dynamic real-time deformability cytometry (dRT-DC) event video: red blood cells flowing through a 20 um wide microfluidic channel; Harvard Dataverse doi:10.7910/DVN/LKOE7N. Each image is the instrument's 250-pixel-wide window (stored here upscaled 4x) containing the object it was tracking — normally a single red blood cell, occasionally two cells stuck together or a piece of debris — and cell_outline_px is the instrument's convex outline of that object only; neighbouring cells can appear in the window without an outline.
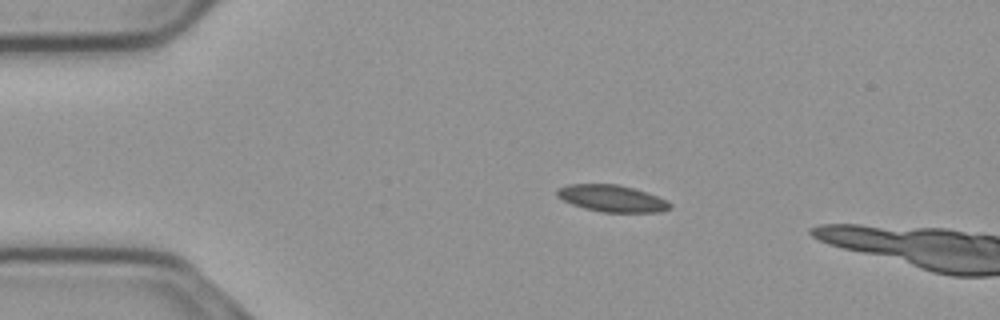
{"species": "common noctule bat (a hibernating species)", "species_latin": "Nyctalus noctula", "temperature_condition": "cold", "stored_images_in_passage": 15, "camera_frame_rate_fps": 3000, "um_per_image_px": 0.085, "animal": {"sex": "male", "body_mass_g": 23.1, "forearm_length_mm": 52.7}, "frame": {"image": 1, "passage_image": 11, "time_ms": 3.333, "image_size_px": [1000, 320], "cell_outline_px": [[672, 208], [660, 212], [600, 212], [584, 208], [572, 204], [556, 196], [556, 192], [560, 188], [568, 184], [616, 184], [632, 188], [656, 196], [672, 204]], "centroid_in_image_um": [52.0, 16.87], "position_along_channel_um": 33.0, "area_um2": 17.4}}